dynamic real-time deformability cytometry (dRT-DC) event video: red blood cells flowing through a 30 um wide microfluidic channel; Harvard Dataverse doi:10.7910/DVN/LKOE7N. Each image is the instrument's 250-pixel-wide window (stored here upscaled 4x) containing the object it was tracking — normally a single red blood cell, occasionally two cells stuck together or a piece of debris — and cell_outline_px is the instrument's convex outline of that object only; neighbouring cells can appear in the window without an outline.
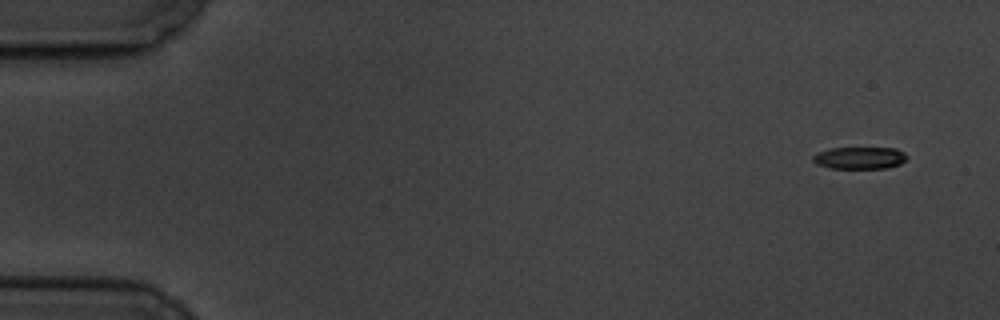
{"species": "common noctule bat (a hibernating species)", "species_latin": "Nyctalus noctula", "temperature_condition": "cold", "stored_images_in_passage": 8, "camera_frame_rate_fps": 3000, "um_per_image_px": 0.085, "animal": {"sex": "male", "body_mass_g": 19.5, "forearm_length_mm": 54.6}, "frame": {"image": 1, "passage_image": 1, "time_ms": 0.0, "image_size_px": [1000, 320], "cell_outline_px": [[908, 156], [900, 164], [888, 168], [828, 168], [816, 164], [812, 160], [812, 156], [816, 152], [828, 148], [896, 148], [904, 152]], "centroid_in_image_um": [73.03, 13.42], "position_along_channel_um": 12.0, "area_um2": 12.25}}
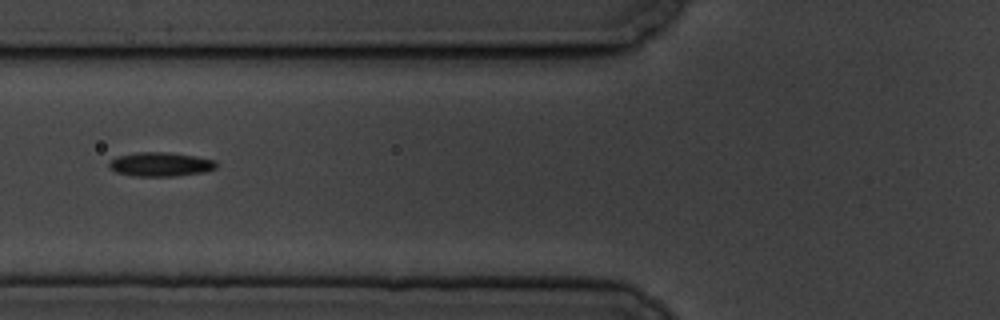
{"frame": {"image": 2, "passage_image": 7, "time_ms": 6.667, "image_size_px": [1000, 320], "cell_outline_px": [[216, 168], [204, 172], [176, 176], [132, 176], [116, 172], [108, 168], [108, 164], [112, 160], [120, 156], [136, 152], [168, 152], [196, 156], [216, 160]], "centroid_in_image_um": [13.65, 13.97], "position_along_channel_um": 112.1, "area_um2": 15.09}}
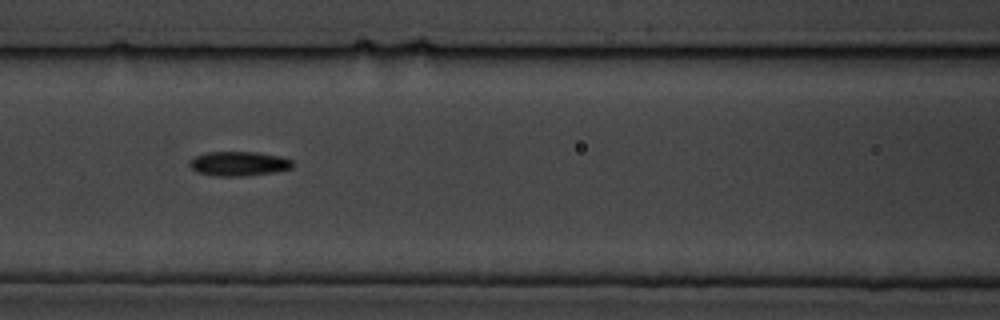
{"frame": {"image": 3, "passage_image": 8, "time_ms": 7.667, "image_size_px": [1000, 320], "cell_outline_px": [[292, 168], [276, 172], [244, 176], [216, 176], [196, 172], [188, 164], [196, 156], [208, 152], [256, 152], [280, 156], [292, 160]], "centroid_in_image_um": [20.31, 13.92], "position_along_channel_um": 146.3, "area_um2": 14.62}}